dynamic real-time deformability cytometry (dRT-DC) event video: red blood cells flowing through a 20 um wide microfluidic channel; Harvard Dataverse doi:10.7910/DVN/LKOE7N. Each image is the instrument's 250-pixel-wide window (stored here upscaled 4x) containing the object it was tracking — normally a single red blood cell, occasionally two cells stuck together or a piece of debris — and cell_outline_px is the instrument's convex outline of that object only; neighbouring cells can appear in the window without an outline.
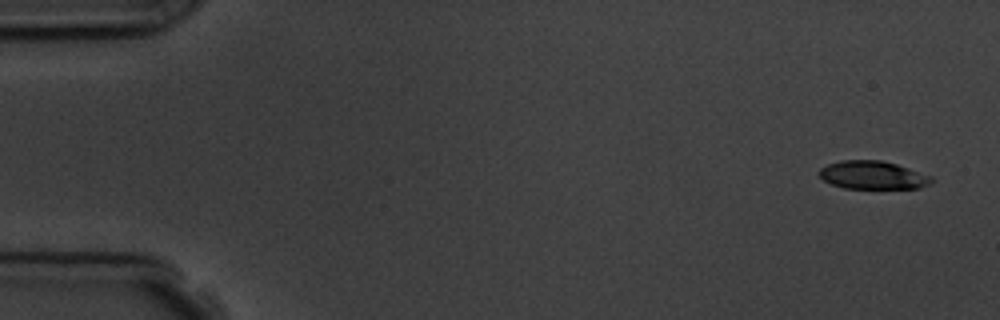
{"species": "common noctule bat (a hibernating species)", "species_latin": "Nyctalus noctula", "temperature_condition": "room temperature", "stored_images_in_passage": 3, "camera_frame_rate_fps": 3000, "um_per_image_px": 0.085, "animal": {"sex": "male", "body_mass_g": 19.5, "forearm_length_mm": 54.6}, "frame": {"image": 1, "passage_image": 1, "time_ms": 0.0, "image_size_px": [1000, 320], "cell_outline_px": [[932, 180], [928, 184], [920, 188], [844, 188], [832, 184], [824, 180], [816, 172], [820, 168], [828, 164], [840, 160], [880, 160], [896, 164], [932, 176]], "centroid_in_image_um": [74.14, 14.88], "position_along_channel_um": 10.9, "area_um2": 18.32}}